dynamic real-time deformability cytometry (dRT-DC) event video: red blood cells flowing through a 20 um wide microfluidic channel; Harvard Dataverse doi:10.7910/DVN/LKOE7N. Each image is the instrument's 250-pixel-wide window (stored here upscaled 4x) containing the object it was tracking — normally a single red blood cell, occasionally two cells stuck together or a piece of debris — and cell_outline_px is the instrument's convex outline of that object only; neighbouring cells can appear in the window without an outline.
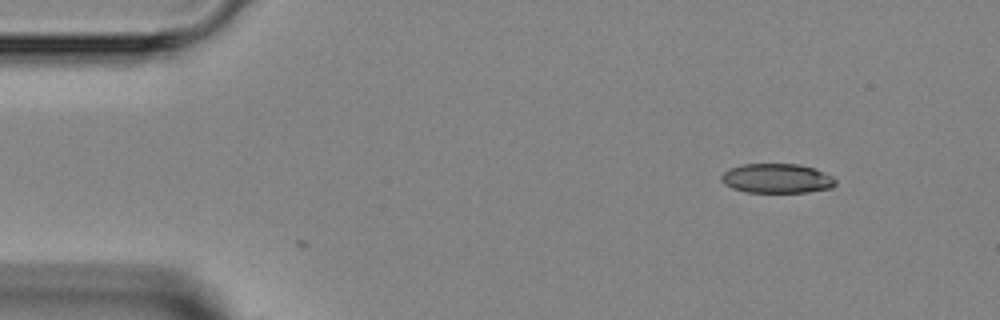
{"species": "Egyptian fruit bat (a non-hibernating species)", "species_latin": "Rousettus aegyptiacus", "temperature_condition": "room temperature", "stored_images_in_passage": 4, "camera_frame_rate_fps": 3000, "um_per_image_px": 0.085, "animal": {"sex": "female"}, "frame": {"image": 1, "passage_image": 1, "time_ms": 0.0, "image_size_px": [1000, 320], "cell_outline_px": [[836, 184], [832, 188], [808, 192], [748, 192], [732, 188], [724, 184], [720, 180], [720, 176], [728, 168], [740, 164], [800, 164], [812, 168], [832, 176], [836, 180]], "centroid_in_image_um": [66.0, 15.16], "position_along_channel_um": 19.0, "area_um2": 19.71}}
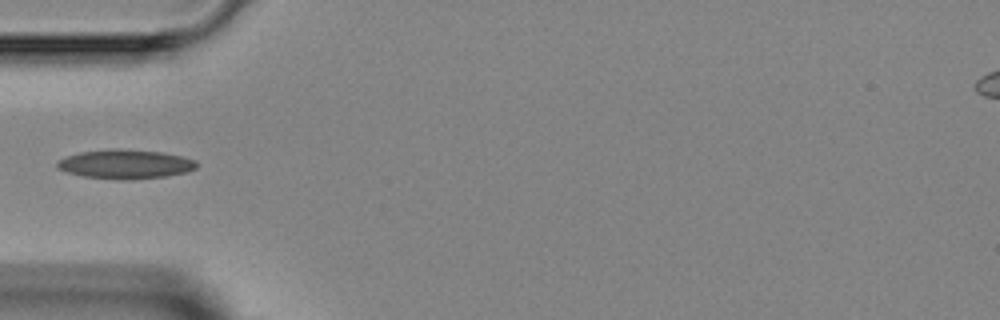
{"frame": {"image": 2, "passage_image": 4, "time_ms": 3.333, "image_size_px": [1000, 320], "cell_outline_px": [[196, 168], [188, 172], [164, 176], [132, 180], [120, 180], [84, 176], [68, 172], [56, 168], [56, 160], [80, 152], [112, 148], [120, 148], [160, 152], [180, 156], [196, 160]], "centroid_in_image_um": [10.63, 13.95], "position_along_channel_um": 74.4, "area_um2": 23.76}}